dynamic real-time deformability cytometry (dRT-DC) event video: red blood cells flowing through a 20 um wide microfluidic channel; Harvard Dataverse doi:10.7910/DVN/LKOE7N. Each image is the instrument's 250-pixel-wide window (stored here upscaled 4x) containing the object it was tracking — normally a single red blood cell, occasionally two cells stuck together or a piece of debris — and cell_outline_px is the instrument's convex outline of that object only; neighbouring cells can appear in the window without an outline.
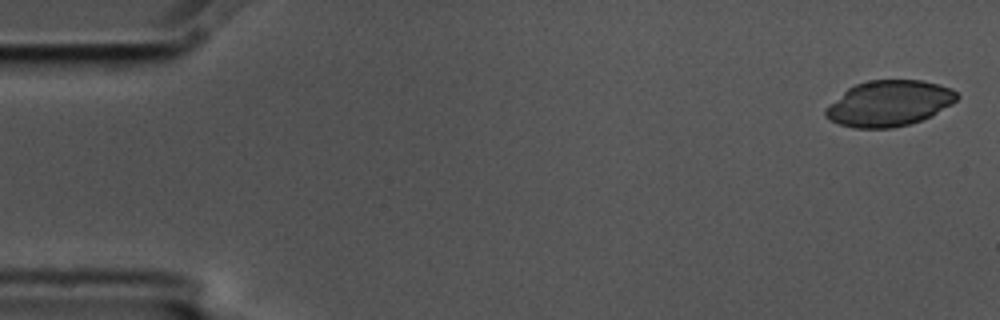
{"species": "common noctule bat (a hibernating species)", "species_latin": "Nyctalus noctula", "temperature_condition": "cold", "stored_images_in_passage": 4, "camera_frame_rate_fps": 3000, "um_per_image_px": 0.085, "animal": {"sex": "male", "body_mass_g": 17.5, "forearm_length_mm": 52.3}, "frame": {"image": 1, "passage_image": 1, "time_ms": 0.0, "image_size_px": [1000, 320], "cell_outline_px": [[960, 96], [952, 104], [932, 116], [912, 124], [892, 128], [856, 128], [840, 124], [828, 120], [824, 116], [824, 112], [848, 88], [856, 84], [868, 80], [920, 80], [952, 88]], "centroid_in_image_um": [75.61, 8.8], "position_along_channel_um": 9.4, "area_um2": 34.85}}